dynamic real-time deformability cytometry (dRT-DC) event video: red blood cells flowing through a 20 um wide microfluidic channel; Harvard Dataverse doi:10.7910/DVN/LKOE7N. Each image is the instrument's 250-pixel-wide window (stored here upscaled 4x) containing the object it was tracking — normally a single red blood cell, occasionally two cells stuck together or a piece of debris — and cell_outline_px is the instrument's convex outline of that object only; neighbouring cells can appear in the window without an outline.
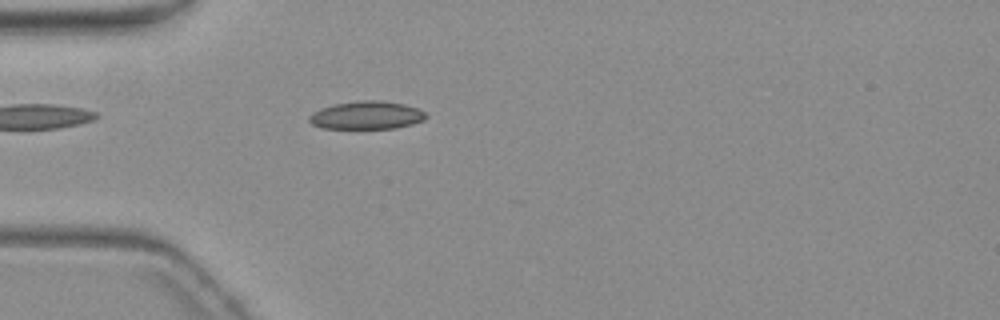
{"species": "common noctule bat (a hibernating species)", "species_latin": "Nyctalus noctula", "temperature_condition": "warm", "stored_images_in_passage": 3, "camera_frame_rate_fps": 3000, "um_per_image_px": 0.085, "animal": {"sex": "female", "body_mass_g": 19.3, "forearm_length_mm": 54.1}, "frame": {"image": 1, "passage_image": 3, "time_ms": 2.333, "image_size_px": [1000, 320], "cell_outline_px": [[428, 116], [424, 120], [412, 124], [396, 128], [320, 128], [312, 124], [308, 120], [308, 116], [312, 112], [320, 108], [336, 104], [360, 100], [380, 100], [404, 104], [416, 108], [424, 112]], "centroid_in_image_um": [31.14, 9.79], "position_along_channel_um": 53.9, "area_um2": 19.07}}